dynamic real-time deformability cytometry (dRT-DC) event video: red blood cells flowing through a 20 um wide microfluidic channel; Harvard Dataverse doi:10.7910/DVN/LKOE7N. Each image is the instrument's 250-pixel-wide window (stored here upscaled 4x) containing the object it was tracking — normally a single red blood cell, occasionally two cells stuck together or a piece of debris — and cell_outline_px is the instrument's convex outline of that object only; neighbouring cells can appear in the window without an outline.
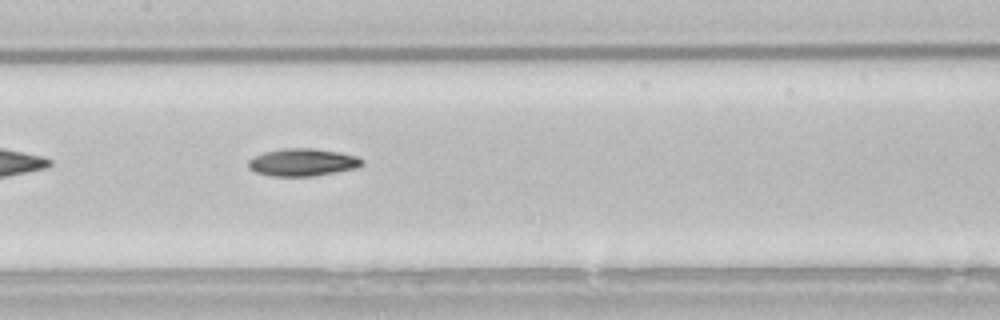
{"species": "common noctule bat (a hibernating species)", "species_latin": "Nyctalus noctula", "temperature_condition": "room temperature", "stored_images_in_passage": 39, "camera_frame_rate_fps": 3000, "um_per_image_px": 0.085, "animal": {"sex": "male", "body_mass_g": 21.5, "forearm_length_mm": 52.0}, "frame": {"image": 1, "passage_image": 12, "time_ms": 3.667, "image_size_px": [1000, 320], "cell_outline_px": [[364, 164], [356, 168], [336, 172], [312, 176], [272, 176], [256, 172], [248, 168], [248, 160], [252, 156], [264, 152], [284, 148], [312, 148], [340, 152], [356, 156], [364, 160]], "centroid_in_image_um": [25.71, 13.79], "position_along_channel_um": 181.7, "area_um2": 18.32}}
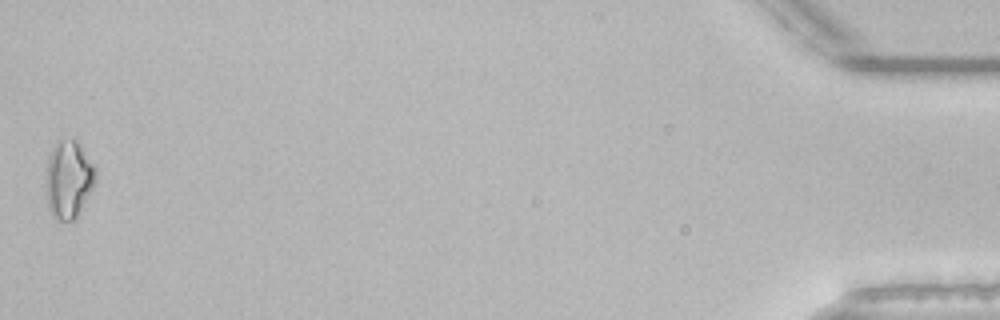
{"frame": {"image": 2, "passage_image": 39, "time_ms": 12.667, "image_size_px": [1000, 320], "cell_outline_px": [[96, 180], [92, 188], [76, 216], [72, 220], [56, 220], [52, 216], [48, 208], [48, 156], [56, 140], [76, 140], [80, 144], [96, 168]], "centroid_in_image_um": [5.85, 15.22], "position_along_channel_um": 429.4, "area_um2": 21.91}, "authors_computed_cell_mechanics": {"area_um2": 17.629, "velocity_mm_per_s": 3.8424, "shape_relaxation_time_tau1_ms": 9.7265, "shape_relaxation_time_tau2_ms": null, "deformation_change_tau1": 0.2201, "deformation_change_tau2": null}}